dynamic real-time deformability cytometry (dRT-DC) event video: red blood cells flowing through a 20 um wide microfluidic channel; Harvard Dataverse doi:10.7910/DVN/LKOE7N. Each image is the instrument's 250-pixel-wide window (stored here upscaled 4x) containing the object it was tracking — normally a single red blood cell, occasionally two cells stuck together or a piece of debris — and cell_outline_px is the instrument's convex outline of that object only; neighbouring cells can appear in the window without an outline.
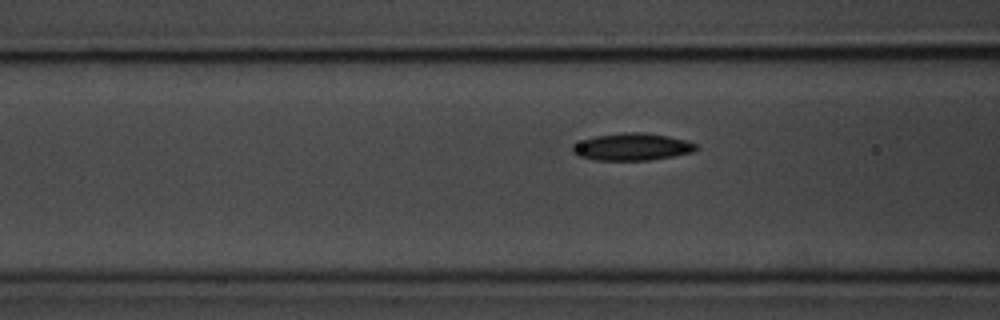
{"species": "common noctule bat (a hibernating species)", "species_latin": "Nyctalus noctula", "temperature_condition": "room temperature", "stored_images_in_passage": 34, "camera_frame_rate_fps": 3000, "um_per_image_px": 0.085, "animal": {"sex": "male", "body_mass_g": 20.1, "forearm_length_mm": 53.5}, "frame": {"image": 1, "passage_image": 6, "time_ms": 1.667, "image_size_px": [1000, 320], "cell_outline_px": [[700, 148], [692, 152], [672, 156], [648, 160], [596, 160], [580, 156], [572, 152], [572, 144], [596, 136], [624, 132], [644, 132], [668, 136], [684, 140], [696, 144]], "centroid_in_image_um": [53.73, 12.48], "position_along_channel_um": 112.9, "area_um2": 19.42}}
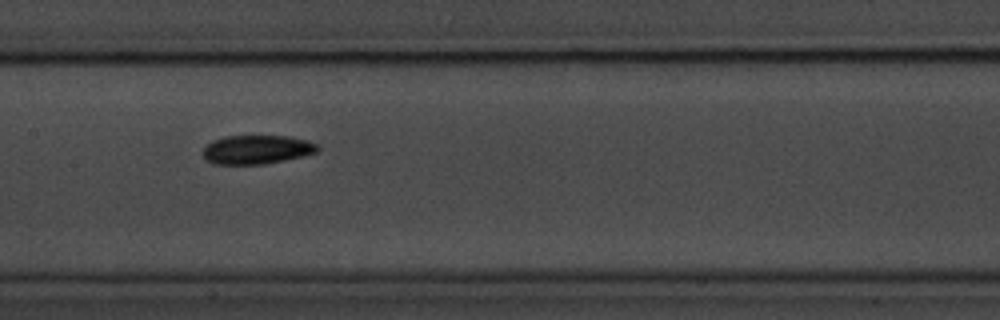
{"frame": {"image": 2, "passage_image": 12, "time_ms": 3.667, "image_size_px": [1000, 320], "cell_outline_px": [[320, 148], [316, 152], [304, 156], [264, 164], [212, 164], [204, 160], [204, 148], [212, 140], [224, 136], [288, 136], [308, 140], [316, 144]], "centroid_in_image_um": [21.82, 12.71], "position_along_channel_um": 185.6, "area_um2": 19.36}}
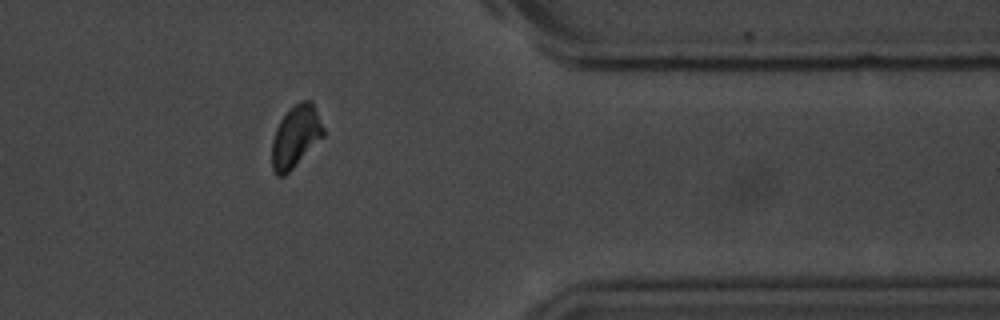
{"frame": {"image": 3, "passage_image": 30, "time_ms": 9.667, "image_size_px": [1000, 320], "cell_outline_px": [[324, 136], [284, 176], [276, 176], [272, 168], [272, 140], [276, 128], [280, 120], [288, 108], [300, 100], [312, 100], [324, 128]], "centroid_in_image_um": [25.12, 11.56], "position_along_channel_um": 386.3, "area_um2": 18.61}}